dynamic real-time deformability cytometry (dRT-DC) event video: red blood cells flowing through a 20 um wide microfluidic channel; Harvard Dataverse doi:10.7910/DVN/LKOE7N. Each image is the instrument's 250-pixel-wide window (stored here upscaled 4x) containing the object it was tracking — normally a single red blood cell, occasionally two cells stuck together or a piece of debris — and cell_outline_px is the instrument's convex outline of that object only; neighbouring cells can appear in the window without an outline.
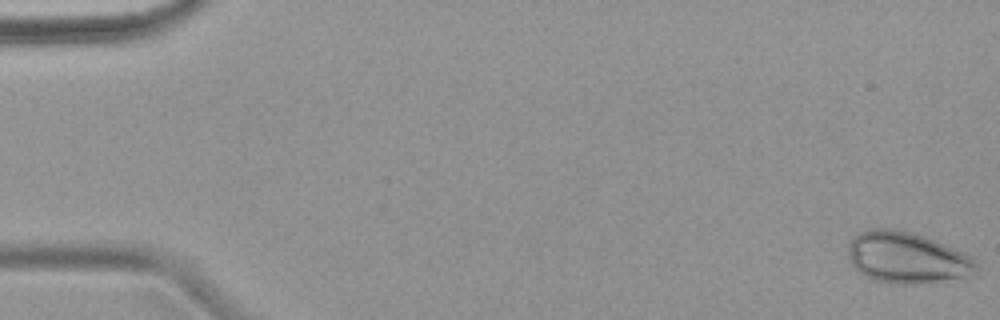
{"species": "common noctule bat (a hibernating species)", "species_latin": "Nyctalus noctula", "temperature_condition": "warm", "stored_images_in_passage": 4, "camera_frame_rate_fps": 3000, "um_per_image_px": 0.085, "animal": {"sex": "female", "body_mass_g": 18.4}, "frame": {"image": 1, "passage_image": 1, "time_ms": 0.0, "image_size_px": [1000, 320], "cell_outline_px": [[976, 276], [968, 280], [916, 284], [892, 284], [876, 280], [860, 272], [852, 264], [848, 252], [848, 244], [860, 232], [868, 228], [892, 228], [924, 236], [964, 252], [972, 256], [976, 260]], "centroid_in_image_um": [77.2, 21.94], "position_along_channel_um": 7.8, "area_um2": 38.96}}